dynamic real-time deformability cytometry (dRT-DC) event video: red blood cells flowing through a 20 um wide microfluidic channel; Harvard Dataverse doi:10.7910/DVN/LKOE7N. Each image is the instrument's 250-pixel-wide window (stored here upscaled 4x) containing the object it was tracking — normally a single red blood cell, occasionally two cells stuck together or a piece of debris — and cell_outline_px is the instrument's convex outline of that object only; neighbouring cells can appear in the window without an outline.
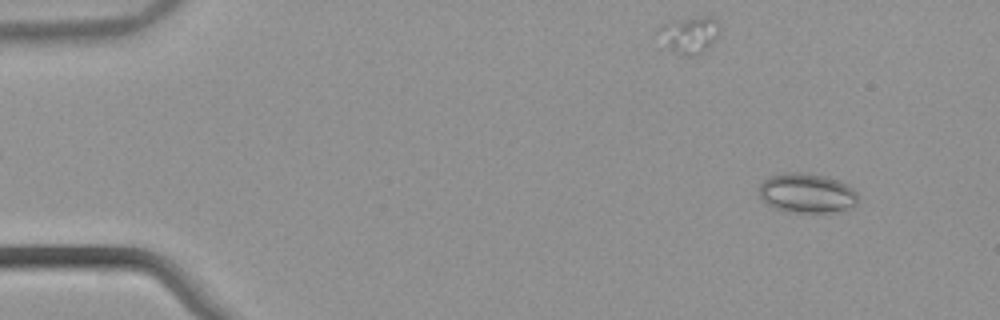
{"species": "common noctule bat (a hibernating species)", "species_latin": "Nyctalus noctula", "temperature_condition": "warm", "stored_images_in_passage": 55, "camera_frame_rate_fps": 3000, "um_per_image_px": 0.085, "animal": {"sex": "male", "body_mass_g": 21.5, "forearm_length_mm": 52.0}, "frame": {"image": 1, "passage_image": 5, "time_ms": 1.333, "image_size_px": [1000, 320], "cell_outline_px": [[856, 204], [832, 212], [784, 212], [760, 200], [760, 184], [768, 176], [784, 172], [800, 172], [824, 176], [840, 180], [852, 188], [856, 192]], "centroid_in_image_um": [68.52, 16.4], "position_along_channel_um": 16.5, "area_um2": 22.72}}
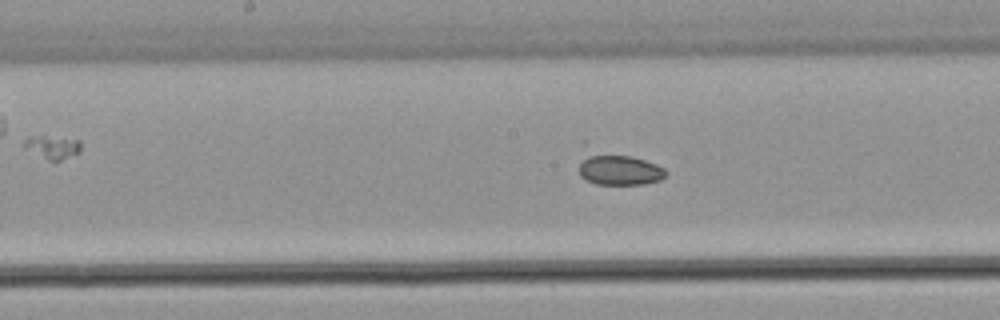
{"frame": {"image": 2, "passage_image": 28, "time_ms": 9.0, "image_size_px": [1000, 320], "cell_outline_px": [[668, 172], [660, 180], [644, 184], [596, 184], [580, 176], [580, 164], [592, 152], [632, 156], [656, 164], [664, 168]], "centroid_in_image_um": [52.68, 14.43], "position_along_channel_um": 195.5, "area_um2": 15.37}}
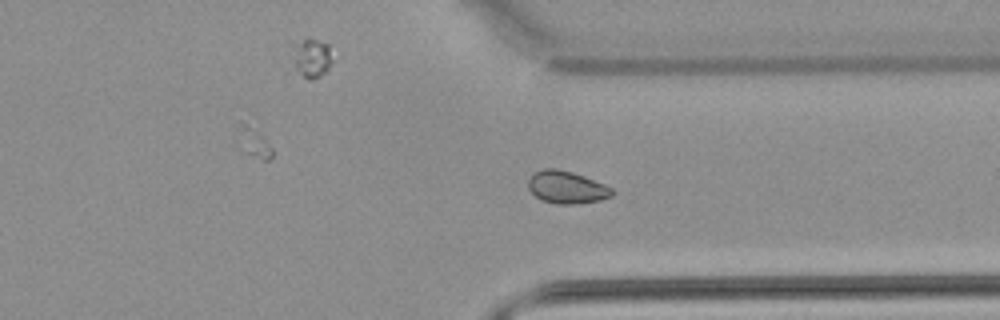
{"frame": {"image": 3, "passage_image": 41, "time_ms": 13.333, "image_size_px": [1000, 320], "cell_outline_px": [[612, 196], [600, 200], [580, 204], [556, 204], [544, 200], [536, 196], [528, 188], [528, 180], [532, 172], [544, 168], [556, 168], [572, 172], [584, 176], [604, 184], [612, 188]], "centroid_in_image_um": [48.15, 15.91], "position_along_channel_um": 363.3, "area_um2": 15.9}}